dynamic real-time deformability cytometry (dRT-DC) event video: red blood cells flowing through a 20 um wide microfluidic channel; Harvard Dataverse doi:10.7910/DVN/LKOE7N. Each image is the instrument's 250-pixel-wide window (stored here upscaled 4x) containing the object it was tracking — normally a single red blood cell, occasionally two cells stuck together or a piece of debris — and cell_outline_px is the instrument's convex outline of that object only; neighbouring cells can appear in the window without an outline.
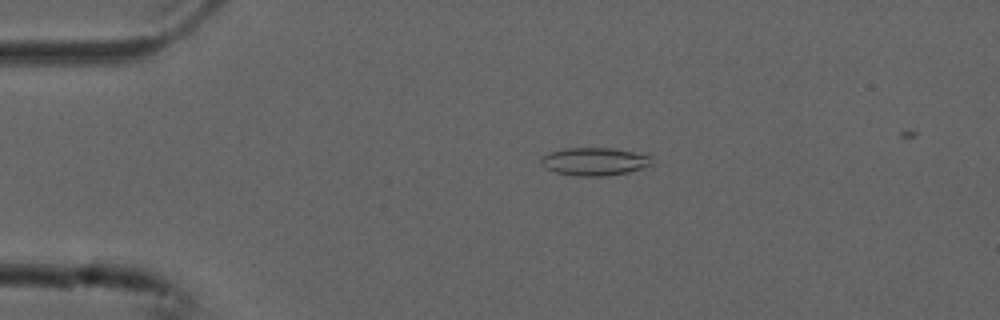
{"species": "common noctule bat (a hibernating species)", "species_latin": "Nyctalus noctula", "temperature_condition": "cold", "stored_images_in_passage": 55, "camera_frame_rate_fps": 3000, "um_per_image_px": 0.085, "animal": {"sex": "male", "forearm_length_mm": 52.5}, "frame": {"image": 1, "passage_image": 12, "time_ms": 3.667, "image_size_px": [1000, 320], "cell_outline_px": [[652, 164], [628, 172], [604, 176], [576, 176], [556, 172], [544, 168], [540, 164], [540, 156], [548, 152], [564, 148], [612, 148], [632, 152], [648, 156]], "centroid_in_image_um": [50.41, 13.73], "position_along_channel_um": 34.6, "area_um2": 17.92}}
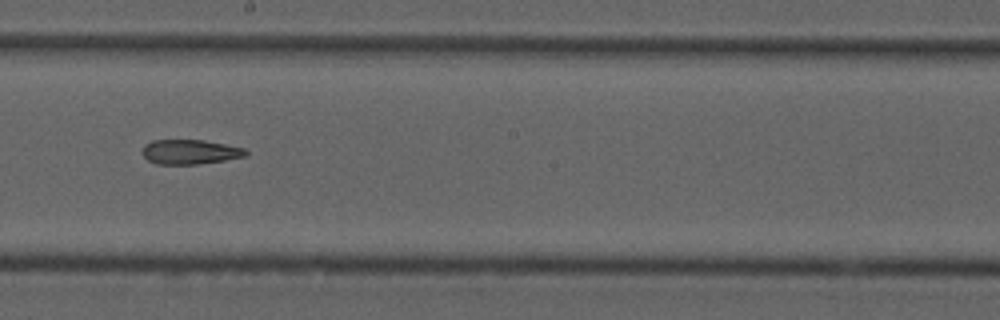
{"frame": {"image": 2, "passage_image": 31, "time_ms": 10.0, "image_size_px": [1000, 320], "cell_outline_px": [[248, 156], [224, 160], [196, 164], [156, 164], [148, 160], [144, 156], [144, 144], [152, 140], [204, 140], [244, 148], [248, 152]], "centroid_in_image_um": [16.17, 12.91], "position_along_channel_um": 232.0, "area_um2": 14.74}}
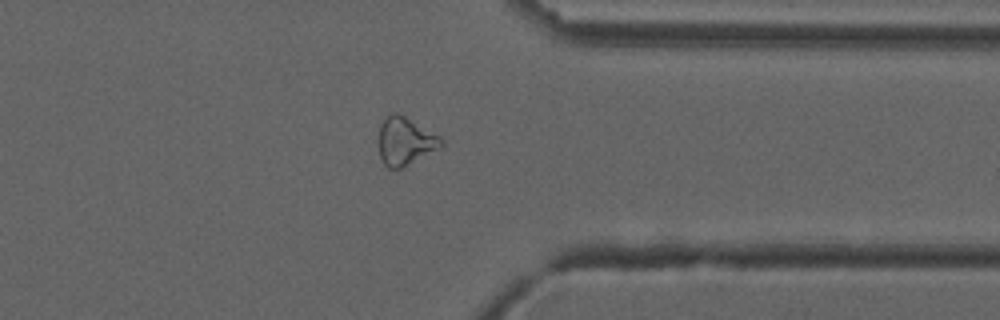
{"frame": {"image": 3, "passage_image": 43, "time_ms": 14.0, "image_size_px": [1000, 320], "cell_outline_px": [[444, 144], [440, 148], [404, 168], [388, 168], [384, 164], [380, 156], [376, 140], [380, 124], [388, 116], [396, 112], [404, 116], [440, 136], [444, 140]], "centroid_in_image_um": [34.42, 12.03], "position_along_channel_um": 377.0, "area_um2": 17.74}, "authors_computed_cell_mechanics": {"area_um2": 17.8024, "velocity_mm_per_s": 3.7607, "shape_relaxation_time_tau1_ms": null, "shape_relaxation_time_tau2_ms": 5.5537, "deformation_change_tau1": null, "deformation_change_tau2": 0.1473}}